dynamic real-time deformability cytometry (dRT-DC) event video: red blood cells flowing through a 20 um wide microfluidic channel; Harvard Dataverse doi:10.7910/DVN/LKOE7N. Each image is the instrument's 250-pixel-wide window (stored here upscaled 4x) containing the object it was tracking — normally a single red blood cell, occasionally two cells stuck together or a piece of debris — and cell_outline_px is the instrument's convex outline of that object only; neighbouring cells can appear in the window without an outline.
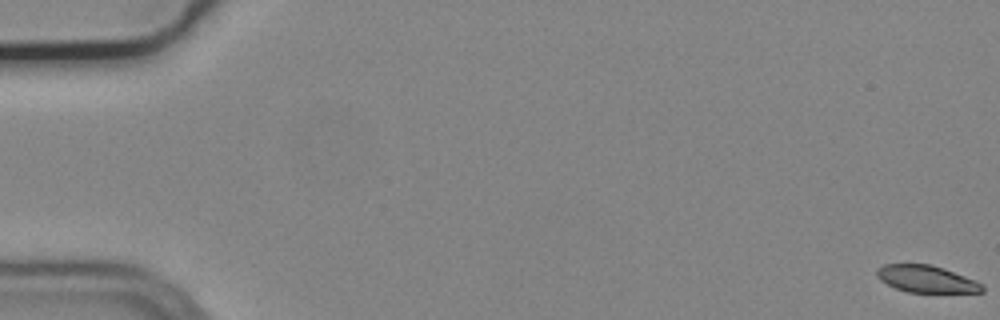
{"species": "common noctule bat (a hibernating species)", "species_latin": "Nyctalus noctula", "temperature_condition": "cold", "stored_images_in_passage": 5, "camera_frame_rate_fps": 3000, "um_per_image_px": 0.085, "animal": {"sex": "male", "body_mass_g": 19.2, "forearm_length_mm": 51.8}, "frame": {"image": 1, "passage_image": 1, "time_ms": 0.0, "image_size_px": [1000, 320], "cell_outline_px": [[984, 292], [908, 292], [896, 288], [880, 280], [876, 276], [876, 268], [884, 264], [932, 264], [944, 268], [976, 280], [984, 284]], "centroid_in_image_um": [78.75, 23.7], "position_along_channel_um": 6.2, "area_um2": 16.7}}
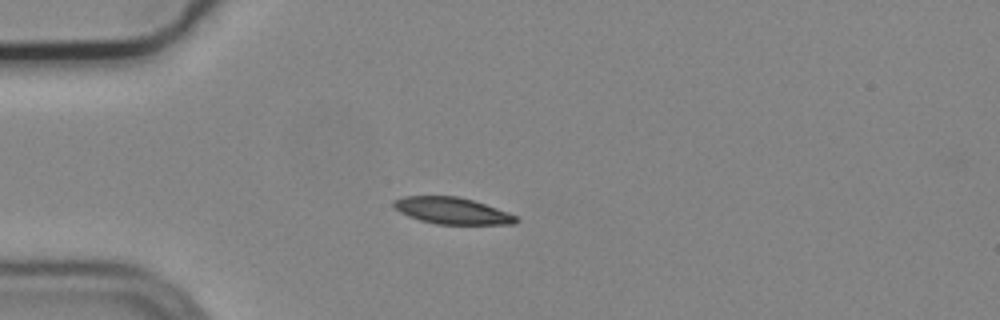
{"frame": {"image": 2, "passage_image": 5, "time_ms": 1.333, "image_size_px": [1000, 320], "cell_outline_px": [[520, 220], [516, 224], [436, 224], [420, 220], [408, 216], [400, 212], [392, 204], [392, 200], [404, 196], [460, 196], [508, 212], [516, 216]], "centroid_in_image_um": [38.42, 17.91], "position_along_channel_um": 46.6, "area_um2": 18.96}}